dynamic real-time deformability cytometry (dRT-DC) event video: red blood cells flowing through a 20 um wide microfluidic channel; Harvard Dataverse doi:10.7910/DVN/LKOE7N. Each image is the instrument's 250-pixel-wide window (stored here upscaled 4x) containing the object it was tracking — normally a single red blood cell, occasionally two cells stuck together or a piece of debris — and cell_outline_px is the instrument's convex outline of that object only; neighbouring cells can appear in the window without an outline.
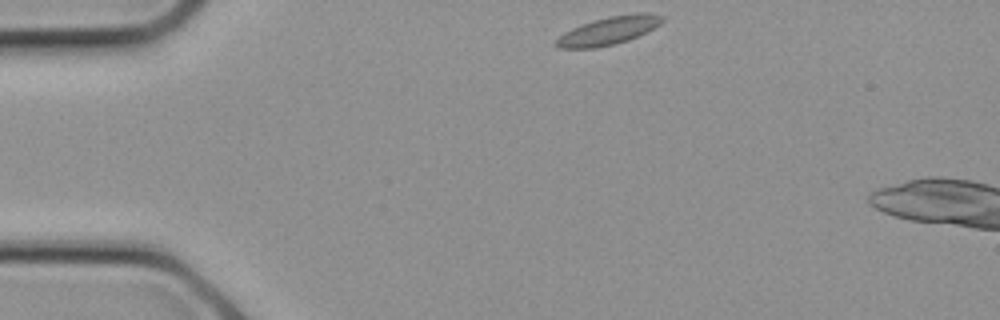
{"species": "common noctule bat (a hibernating species)", "species_latin": "Nyctalus noctula", "temperature_condition": "cold", "stored_images_in_passage": 3, "camera_frame_rate_fps": 3000, "um_per_image_px": 0.085, "animal": {"sex": "female", "body_mass_g": 21.9}, "frame": {"image": 1, "passage_image": 1, "time_ms": 0.0, "image_size_px": [1000, 320], "cell_outline_px": [[664, 20], [660, 24], [628, 40], [596, 48], [560, 48], [552, 44], [564, 32], [580, 24], [608, 16], [636, 12], [640, 12], [664, 16]], "centroid_in_image_um": [51.69, 2.6], "position_along_channel_um": 33.3, "area_um2": 17.17}}